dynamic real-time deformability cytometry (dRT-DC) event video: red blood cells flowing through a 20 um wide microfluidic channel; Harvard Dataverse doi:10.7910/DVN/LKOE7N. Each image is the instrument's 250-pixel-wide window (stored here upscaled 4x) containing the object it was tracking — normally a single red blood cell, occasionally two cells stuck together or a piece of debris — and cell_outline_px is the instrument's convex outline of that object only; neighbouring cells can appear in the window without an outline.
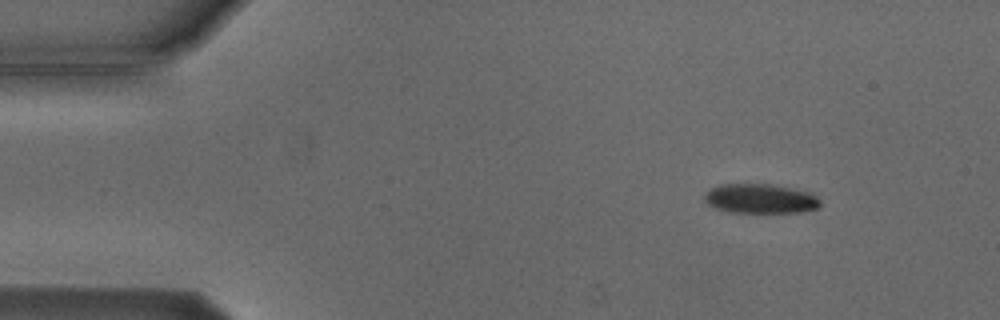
{"species": "Egyptian fruit bat (a non-hibernating species)", "species_latin": "Rousettus aegyptiacus", "temperature_condition": "cold", "stored_images_in_passage": 5, "camera_frame_rate_fps": 3000, "um_per_image_px": 0.085, "animal": {"sex": "male"}, "frame": {"image": 1, "passage_image": 1, "time_ms": 0.0, "image_size_px": [1000, 320], "cell_outline_px": [[820, 204], [816, 208], [800, 212], [732, 212], [716, 208], [708, 204], [704, 200], [704, 192], [720, 184], [768, 184], [788, 188], [804, 192], [816, 196], [820, 200]], "centroid_in_image_um": [64.56, 16.89], "position_along_channel_um": 20.4, "area_um2": 19.48}}
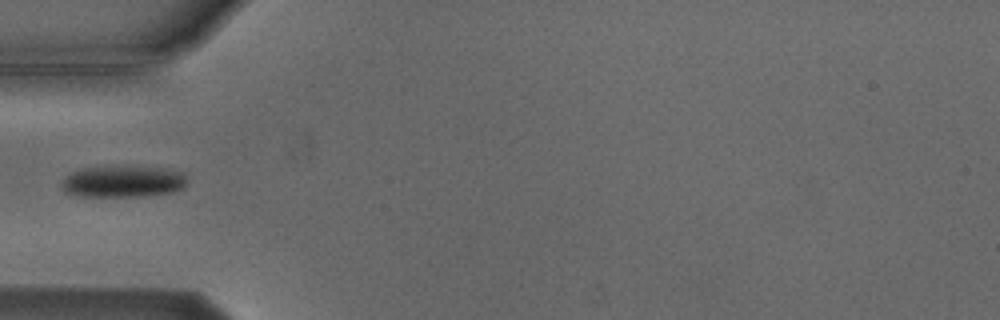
{"frame": {"image": 2, "passage_image": 4, "time_ms": 3.667, "image_size_px": [1000, 320], "cell_outline_px": [[188, 184], [184, 188], [172, 192], [144, 196], [76, 196], [64, 192], [60, 184], [72, 172], [84, 168], [164, 168], [184, 172], [188, 176]], "centroid_in_image_um": [10.52, 15.46], "position_along_channel_um": 74.5, "area_um2": 22.77}}
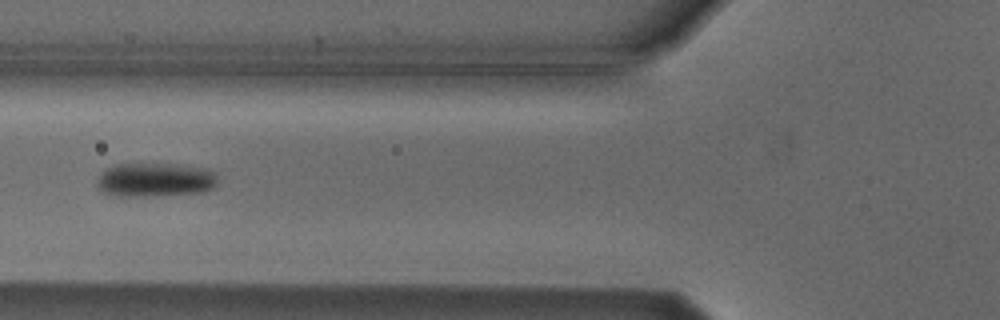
{"frame": {"image": 3, "passage_image": 5, "time_ms": 4.667, "image_size_px": [1000, 320], "cell_outline_px": [[216, 184], [212, 188], [204, 192], [156, 196], [124, 196], [104, 192], [96, 184], [96, 180], [100, 172], [116, 164], [176, 164], [200, 168], [216, 172]], "centroid_in_image_um": [13.18, 15.29], "position_along_channel_um": 112.6, "area_um2": 23.81}}